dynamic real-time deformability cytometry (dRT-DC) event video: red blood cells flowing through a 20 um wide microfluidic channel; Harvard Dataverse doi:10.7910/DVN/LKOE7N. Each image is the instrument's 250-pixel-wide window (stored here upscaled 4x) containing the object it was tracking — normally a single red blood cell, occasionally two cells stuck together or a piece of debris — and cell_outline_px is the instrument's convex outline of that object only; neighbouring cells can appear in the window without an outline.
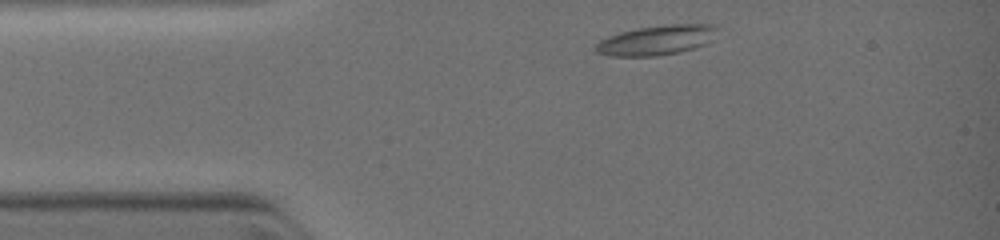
{"species": "common noctule bat (a hibernating species)", "species_latin": "Nyctalus noctula", "temperature_condition": "warm", "stored_images_in_passage": 29, "camera_frame_rate_fps": 3000, "um_per_image_px": 0.085, "animal": {"sex": "female", "body_mass_g": 19.0, "forearm_length_mm": 51.5}, "frame": {"image": 1, "passage_image": 2, "time_ms": 0.333, "image_size_px": [1000, 240], "cell_outline_px": [[712, 28], [704, 44], [680, 52], [656, 56], [608, 56], [596, 52], [596, 44], [600, 40], [624, 32], [640, 28], [676, 24], [708, 24]], "centroid_in_image_um": [55.67, 3.45], "position_along_channel_um": 29.3, "area_um2": 19.88}}
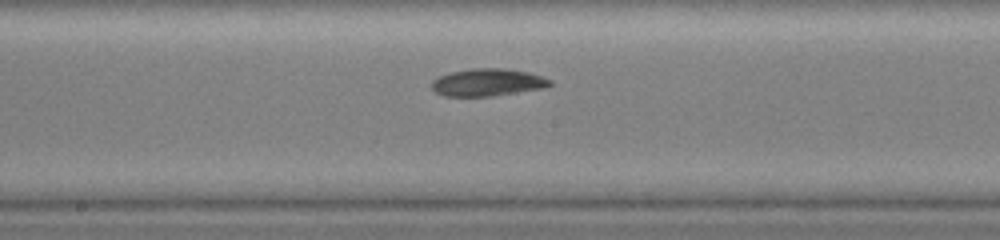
{"frame": {"image": 2, "passage_image": 13, "time_ms": 4.667, "image_size_px": [1000, 240], "cell_outline_px": [[552, 84], [544, 88], [492, 96], [444, 96], [436, 92], [432, 88], [432, 80], [440, 76], [452, 72], [472, 68], [504, 68], [528, 72], [552, 80]], "centroid_in_image_um": [41.45, 7.0], "position_along_channel_um": 206.7, "area_um2": 18.79}}
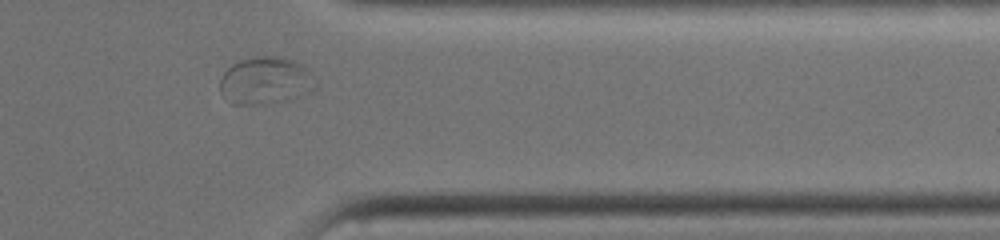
{"frame": {"image": 3, "passage_image": 25, "time_ms": 8.333, "image_size_px": [1000, 240], "cell_outline_px": [[316, 88], [312, 92], [300, 96], [284, 100], [264, 104], [232, 104], [220, 92], [220, 76], [232, 64], [240, 60], [256, 56], [276, 56], [292, 60], [300, 64], [316, 80]], "centroid_in_image_um": [22.55, 6.86], "position_along_channel_um": 388.8, "area_um2": 26.3}}